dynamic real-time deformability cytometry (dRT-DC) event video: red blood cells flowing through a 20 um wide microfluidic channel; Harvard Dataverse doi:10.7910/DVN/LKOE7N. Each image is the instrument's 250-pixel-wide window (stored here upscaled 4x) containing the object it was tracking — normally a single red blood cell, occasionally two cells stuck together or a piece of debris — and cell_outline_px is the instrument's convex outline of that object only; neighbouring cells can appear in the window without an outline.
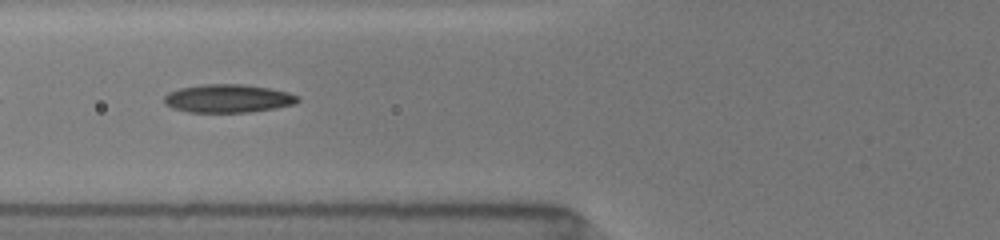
{"species": "common noctule bat (a hibernating species)", "species_latin": "Nyctalus noctula", "temperature_condition": "room temperature", "stored_images_in_passage": 17, "camera_frame_rate_fps": 3000, "um_per_image_px": 0.085, "animal": {"sex": "female", "body_mass_g": 19.5, "forearm_length_mm": 54.1}, "frame": {"image": 1, "passage_image": 8, "time_ms": 7.0, "image_size_px": [1000, 240], "cell_outline_px": [[300, 100], [296, 104], [276, 108], [248, 112], [188, 112], [172, 108], [164, 104], [164, 96], [168, 92], [180, 88], [204, 84], [244, 84], [268, 88], [288, 92], [300, 96]], "centroid_in_image_um": [19.39, 8.37], "position_along_channel_um": 106.4, "area_um2": 22.14}}
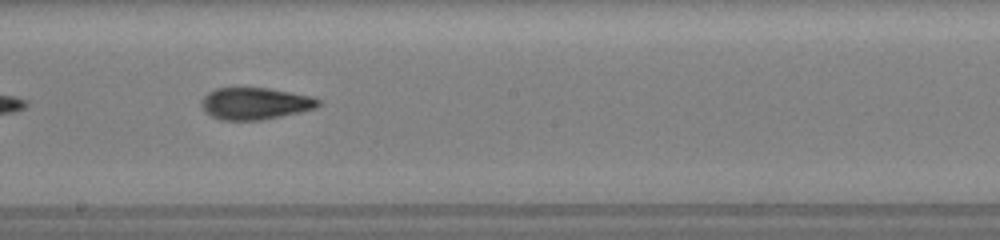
{"frame": {"image": 2, "passage_image": 11, "time_ms": 10.0, "image_size_px": [1000, 240], "cell_outline_px": [[320, 104], [316, 108], [300, 112], [260, 120], [220, 120], [204, 112], [200, 104], [200, 100], [208, 92], [216, 88], [268, 88], [312, 96], [320, 100]], "centroid_in_image_um": [21.65, 8.8], "position_along_channel_um": 226.5, "area_um2": 21.79}}
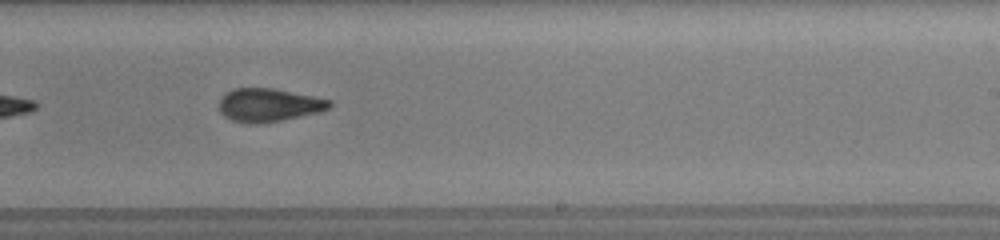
{"frame": {"image": 3, "passage_image": 12, "time_ms": 11.0, "image_size_px": [1000, 240], "cell_outline_px": [[332, 104], [328, 108], [316, 112], [280, 120], [256, 124], [248, 124], [232, 120], [224, 116], [220, 112], [220, 96], [224, 92], [232, 88], [272, 88], [332, 100]], "centroid_in_image_um": [22.77, 8.91], "position_along_channel_um": 266.2, "area_um2": 21.21}}